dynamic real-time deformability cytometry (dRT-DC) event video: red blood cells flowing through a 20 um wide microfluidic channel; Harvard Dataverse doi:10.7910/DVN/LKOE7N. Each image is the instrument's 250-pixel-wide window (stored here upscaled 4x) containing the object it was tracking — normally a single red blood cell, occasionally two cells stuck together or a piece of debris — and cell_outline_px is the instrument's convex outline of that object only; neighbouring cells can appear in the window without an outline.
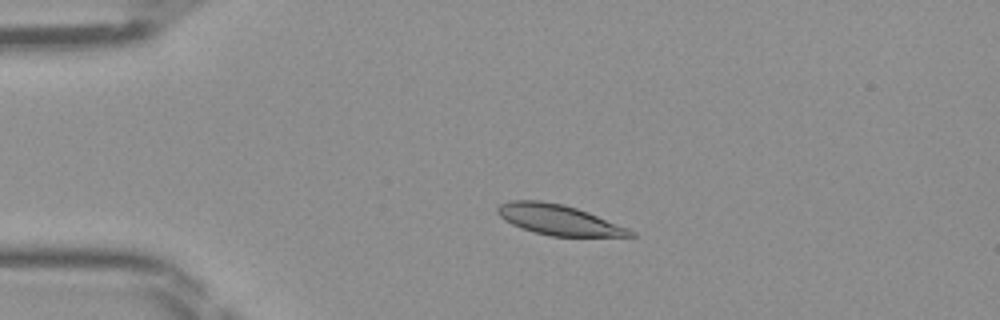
{"species": "Egyptian fruit bat (a non-hibernating species)", "species_latin": "Rousettus aegyptiacus", "temperature_condition": "room temperature", "stored_images_in_passage": 38, "camera_frame_rate_fps": 3000, "um_per_image_px": 0.085, "frame": {"image": 1, "passage_image": 1, "time_ms": 0.0, "image_size_px": [1000, 320], "cell_outline_px": [[636, 236], [552, 236], [520, 228], [504, 220], [496, 212], [496, 208], [500, 204], [508, 200], [540, 200], [564, 204], [588, 212], [628, 228], [636, 232]], "centroid_in_image_um": [47.45, 18.67], "position_along_channel_um": 37.5, "area_um2": 23.41}}
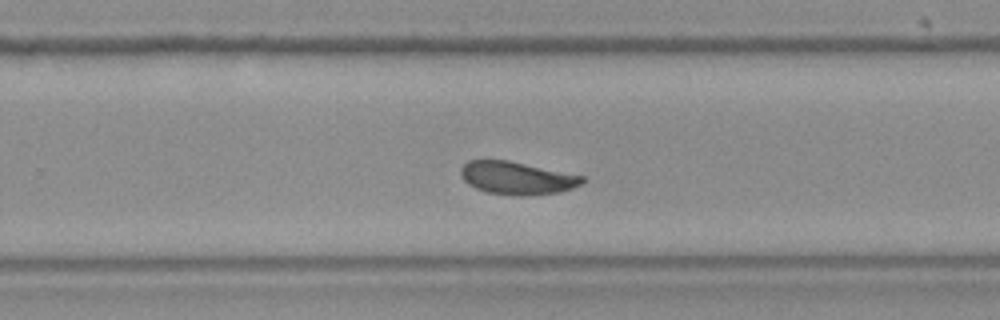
{"frame": {"image": 2, "passage_image": 21, "time_ms": 6.667, "image_size_px": [1000, 320], "cell_outline_px": [[588, 180], [572, 188], [560, 192], [524, 196], [516, 196], [488, 192], [476, 188], [468, 184], [460, 176], [460, 168], [468, 160], [508, 160], [584, 176]], "centroid_in_image_um": [43.94, 15.13], "position_along_channel_um": 285.9, "area_um2": 23.29}}
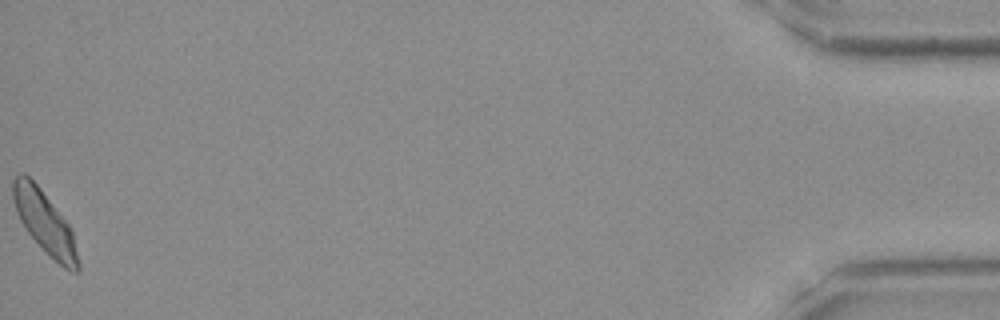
{"frame": {"image": 3, "passage_image": 38, "time_ms": 12.333, "image_size_px": [1000, 320], "cell_outline_px": [[80, 272], [72, 272], [64, 268], [28, 232], [20, 220], [16, 212], [12, 196], [12, 180], [20, 172], [24, 172], [40, 188], [68, 224], [72, 232], [80, 264]], "centroid_in_image_um": [3.79, 18.87], "position_along_channel_um": 431.4, "area_um2": 23.0}}